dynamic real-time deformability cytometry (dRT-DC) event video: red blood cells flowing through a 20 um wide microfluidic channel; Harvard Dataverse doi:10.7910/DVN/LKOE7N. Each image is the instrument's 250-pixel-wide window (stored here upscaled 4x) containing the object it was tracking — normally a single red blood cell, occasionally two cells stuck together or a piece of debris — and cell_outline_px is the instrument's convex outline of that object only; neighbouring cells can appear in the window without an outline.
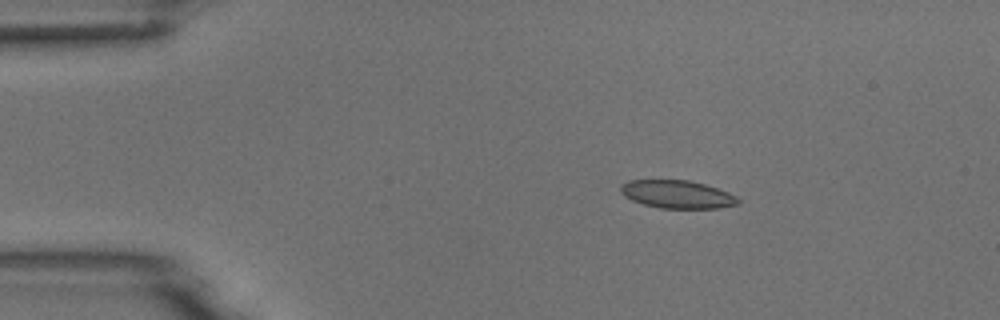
{"species": "common noctule bat (a hibernating species)", "species_latin": "Nyctalus noctula", "temperature_condition": "room temperature", "stored_images_in_passage": 3, "camera_frame_rate_fps": 3000, "um_per_image_px": 0.085, "animal": {"sex": "male", "body_mass_g": 18.8}, "frame": {"image": 1, "passage_image": 2, "time_ms": 1.333, "image_size_px": [1000, 320], "cell_outline_px": [[740, 204], [720, 208], [660, 208], [644, 204], [632, 200], [624, 196], [620, 192], [620, 184], [628, 180], [688, 180], [704, 184], [728, 192], [736, 196], [740, 200]], "centroid_in_image_um": [57.56, 16.52], "position_along_channel_um": 27.4, "area_um2": 19.19}}